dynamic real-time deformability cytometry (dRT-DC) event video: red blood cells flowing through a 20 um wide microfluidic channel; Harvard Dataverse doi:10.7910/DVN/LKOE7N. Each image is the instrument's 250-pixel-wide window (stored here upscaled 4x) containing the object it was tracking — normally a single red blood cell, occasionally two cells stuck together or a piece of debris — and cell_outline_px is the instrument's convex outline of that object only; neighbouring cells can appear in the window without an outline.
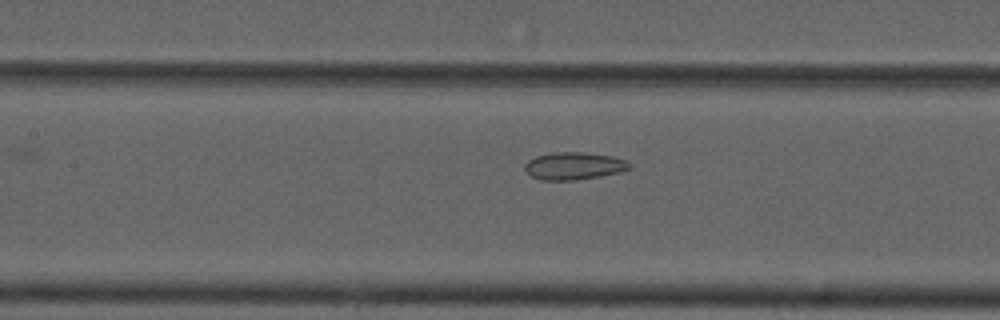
{"species": "common noctule bat (a hibernating species)", "species_latin": "Nyctalus noctula", "temperature_condition": "cold", "stored_images_in_passage": 27, "camera_frame_rate_fps": 3000, "um_per_image_px": 0.085, "animal": {"sex": "male", "forearm_length_mm": 52.5}, "frame": {"image": 1, "passage_image": 9, "time_ms": 2.667, "image_size_px": [1000, 320], "cell_outline_px": [[632, 168], [620, 172], [600, 176], [576, 180], [540, 180], [532, 176], [524, 168], [524, 164], [528, 160], [536, 156], [552, 152], [580, 152], [612, 156], [628, 160], [632, 164]], "centroid_in_image_um": [48.81, 14.1], "position_along_channel_um": 158.6, "area_um2": 16.88}}
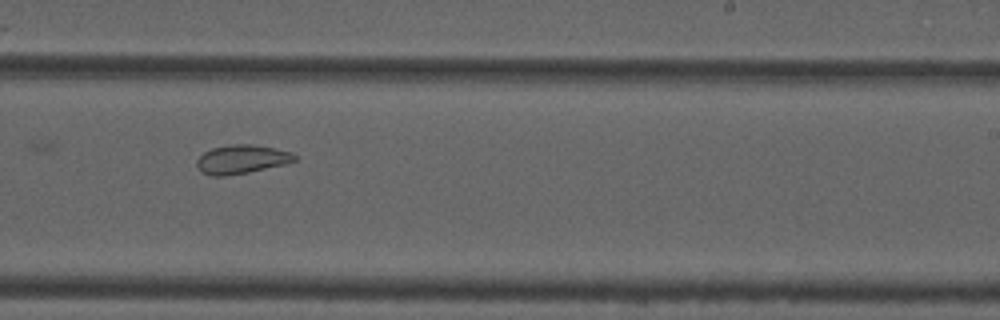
{"frame": {"image": 2, "passage_image": 18, "time_ms": 5.667, "image_size_px": [1000, 320], "cell_outline_px": [[296, 160], [284, 164], [248, 172], [224, 176], [212, 176], [200, 172], [196, 168], [196, 160], [204, 152], [212, 148], [232, 144], [252, 144], [292, 152], [296, 156]], "centroid_in_image_um": [20.48, 13.54], "position_along_channel_um": 268.5, "area_um2": 16.36}}
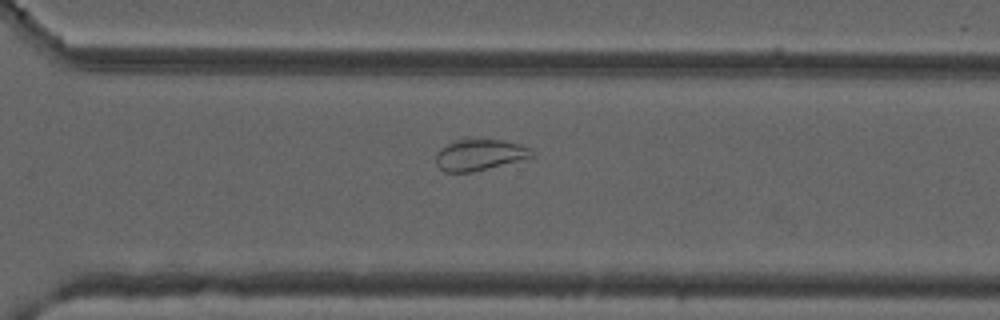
{"frame": {"image": 3, "passage_image": 23, "time_ms": 7.333, "image_size_px": [1000, 320], "cell_outline_px": [[536, 156], [472, 172], [444, 172], [436, 164], [436, 156], [440, 148], [464, 136], [484, 136], [520, 144], [532, 148], [536, 152]], "centroid_in_image_um": [40.79, 13.09], "position_along_channel_um": 329.8, "area_um2": 18.26}}